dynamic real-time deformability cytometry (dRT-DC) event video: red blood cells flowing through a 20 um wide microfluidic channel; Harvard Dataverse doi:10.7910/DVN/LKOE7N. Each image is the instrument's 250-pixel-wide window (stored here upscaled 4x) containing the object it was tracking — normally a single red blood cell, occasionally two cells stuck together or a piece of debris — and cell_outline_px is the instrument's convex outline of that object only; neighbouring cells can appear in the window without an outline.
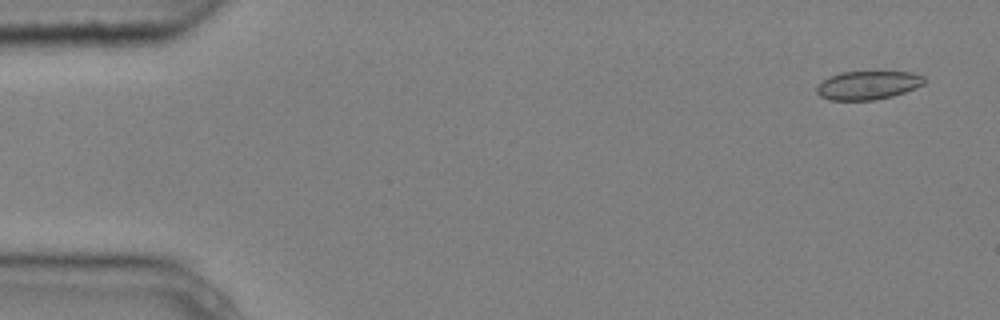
{"species": "common noctule bat (a hibernating species)", "species_latin": "Nyctalus noctula", "temperature_condition": "cold", "stored_images_in_passage": 3, "camera_frame_rate_fps": 3000, "um_per_image_px": 0.085, "animal": {"sex": "male", "body_mass_g": 20.4}, "frame": {"image": 1, "passage_image": 1, "time_ms": 0.0, "image_size_px": [1000, 320], "cell_outline_px": [[928, 80], [924, 84], [916, 88], [892, 96], [872, 100], [828, 100], [820, 96], [816, 92], [816, 88], [824, 80], [840, 72], [912, 72], [924, 76]], "centroid_in_image_um": [73.81, 7.24], "position_along_channel_um": 11.2, "area_um2": 17.86}}
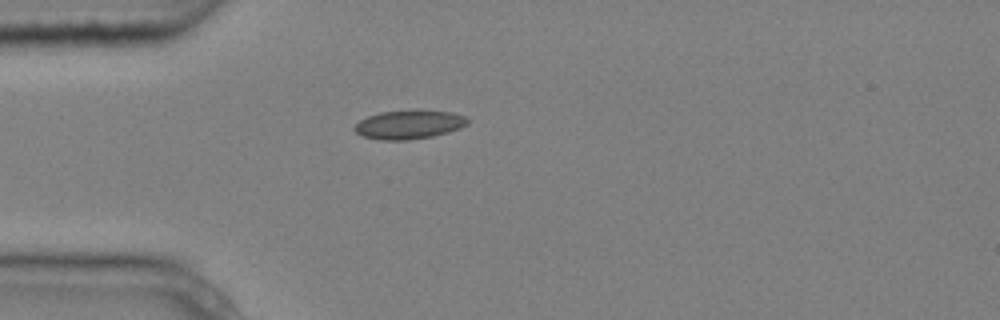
{"frame": {"image": 2, "passage_image": 3, "time_ms": 0.667, "image_size_px": [1000, 320], "cell_outline_px": [[468, 124], [460, 128], [448, 132], [432, 136], [408, 140], [380, 140], [364, 136], [356, 132], [352, 128], [360, 120], [368, 116], [380, 112], [416, 108], [420, 108], [452, 112], [464, 116], [468, 120]], "centroid_in_image_um": [34.78, 10.55], "position_along_channel_um": 50.2, "area_um2": 19.42}}